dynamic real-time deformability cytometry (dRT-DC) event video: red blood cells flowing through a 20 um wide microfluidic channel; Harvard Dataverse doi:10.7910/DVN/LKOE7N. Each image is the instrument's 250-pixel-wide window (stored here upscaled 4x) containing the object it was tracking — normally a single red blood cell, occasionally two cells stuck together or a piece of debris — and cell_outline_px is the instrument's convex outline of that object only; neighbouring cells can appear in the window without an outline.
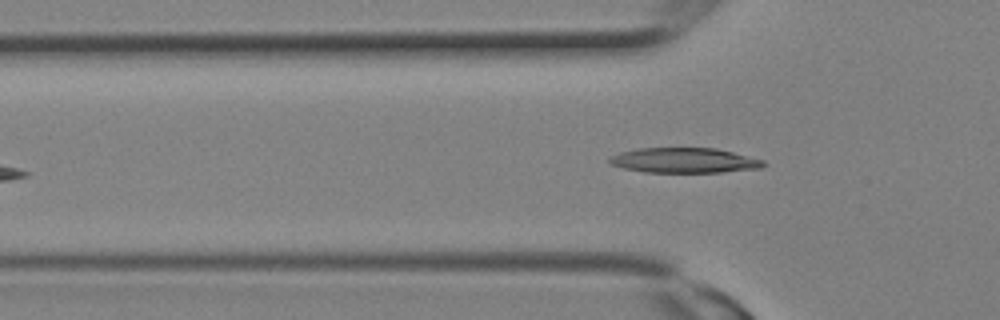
{"species": "Egyptian fruit bat (a non-hibernating species)", "species_latin": "Rousettus aegyptiacus", "temperature_condition": "room temperature", "stored_images_in_passage": 3, "camera_frame_rate_fps": 3000, "um_per_image_px": 0.085, "animal": {"sex": "female"}, "frame": {"image": 1, "passage_image": 3, "time_ms": 0.667, "image_size_px": [1000, 320], "cell_outline_px": [[764, 164], [760, 168], [720, 172], [644, 172], [624, 168], [612, 164], [608, 160], [612, 156], [620, 152], [636, 148], [716, 148], [764, 160]], "centroid_in_image_um": [58.15, 13.63], "position_along_channel_um": 67.7, "area_um2": 22.25}}